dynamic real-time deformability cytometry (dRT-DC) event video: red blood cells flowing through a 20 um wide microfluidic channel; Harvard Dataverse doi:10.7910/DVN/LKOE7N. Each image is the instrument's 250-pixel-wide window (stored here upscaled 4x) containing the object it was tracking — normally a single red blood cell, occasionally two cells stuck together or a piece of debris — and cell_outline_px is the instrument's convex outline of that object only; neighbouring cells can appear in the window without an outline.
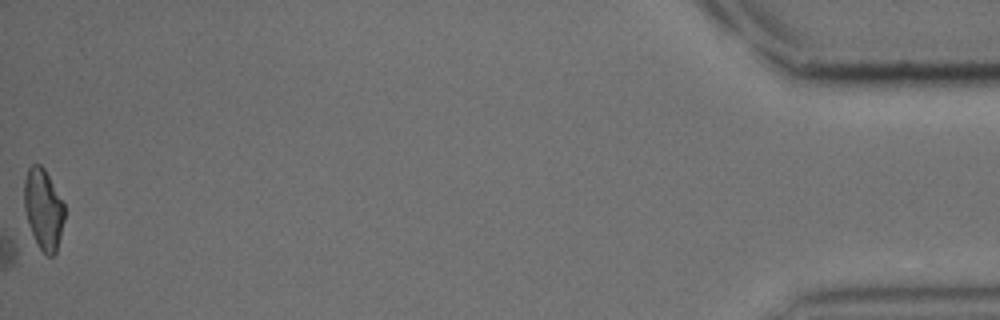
{"species": "common noctule bat (a hibernating species)", "species_latin": "Nyctalus noctula", "temperature_condition": "cold", "stored_images_in_passage": 35, "camera_frame_rate_fps": 3000, "um_per_image_px": 0.085, "animal": {"sex": "male", "body_mass_g": 15.6}, "frame": {"image": 1, "passage_image": 35, "time_ms": 11.333, "image_size_px": [1000, 320], "cell_outline_px": [[64, 220], [56, 252], [52, 256], [48, 256], [40, 248], [28, 224], [24, 208], [24, 180], [28, 168], [32, 164], [40, 164], [44, 168], [64, 204]], "centroid_in_image_um": [3.68, 17.75], "position_along_channel_um": 431.5, "area_um2": 18.67}}